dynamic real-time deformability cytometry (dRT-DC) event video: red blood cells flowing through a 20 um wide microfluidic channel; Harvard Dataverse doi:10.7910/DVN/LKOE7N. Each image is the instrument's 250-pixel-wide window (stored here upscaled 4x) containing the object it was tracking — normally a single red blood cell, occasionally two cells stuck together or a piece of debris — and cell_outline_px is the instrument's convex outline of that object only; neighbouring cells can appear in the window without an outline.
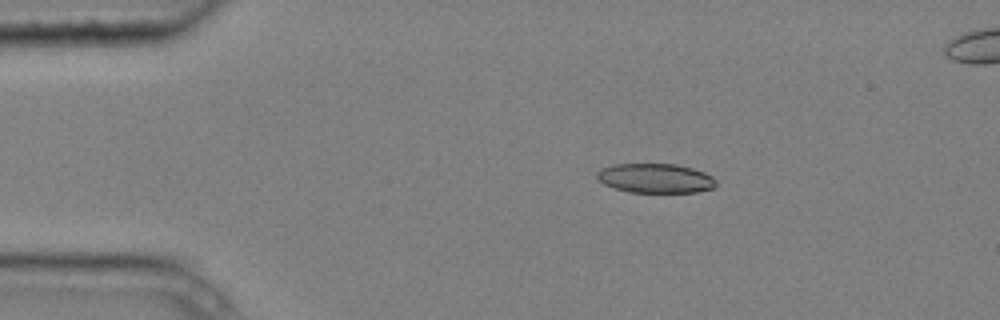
{"species": "common noctule bat (a hibernating species)", "species_latin": "Nyctalus noctula", "temperature_condition": "cold", "stored_images_in_passage": 6, "camera_frame_rate_fps": 3000, "um_per_image_px": 0.085, "animal": {"sex": "male", "body_mass_g": 20.4}, "frame": {"image": 1, "passage_image": 3, "time_ms": 0.667, "image_size_px": [1000, 320], "cell_outline_px": [[716, 184], [712, 188], [696, 192], [628, 192], [612, 188], [604, 184], [596, 176], [596, 172], [600, 168], [612, 164], [676, 164], [692, 168], [704, 172], [712, 176], [716, 180]], "centroid_in_image_um": [55.67, 15.15], "position_along_channel_um": 29.3, "area_um2": 20.52}}
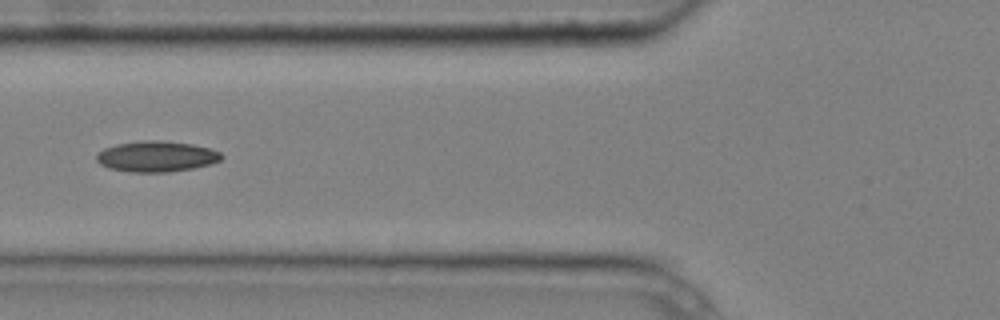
{"frame": {"image": 2, "passage_image": 6, "time_ms": 1.667, "image_size_px": [1000, 320], "cell_outline_px": [[224, 156], [220, 160], [212, 164], [192, 168], [168, 172], [132, 172], [108, 168], [100, 164], [96, 160], [96, 156], [104, 148], [116, 144], [144, 140], [160, 140], [192, 144], [208, 148], [220, 152]], "centroid_in_image_um": [13.3, 13.3], "position_along_channel_um": 112.5, "area_um2": 22.37}}